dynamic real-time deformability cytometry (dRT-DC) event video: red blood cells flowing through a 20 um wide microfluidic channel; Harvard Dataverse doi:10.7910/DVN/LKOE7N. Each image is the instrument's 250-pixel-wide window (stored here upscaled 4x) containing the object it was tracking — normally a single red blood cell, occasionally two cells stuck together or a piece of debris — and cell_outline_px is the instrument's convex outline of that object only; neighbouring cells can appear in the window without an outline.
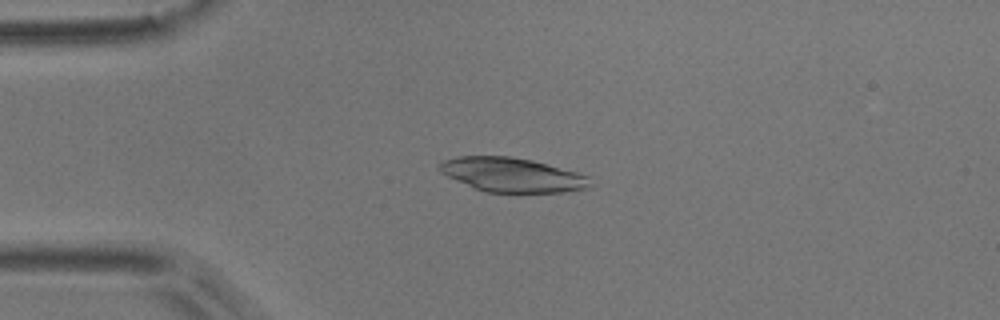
{"species": "common noctule bat (a hibernating species)", "species_latin": "Nyctalus noctula", "temperature_condition": "room temperature", "stored_images_in_passage": 4, "camera_frame_rate_fps": 3000, "um_per_image_px": 0.085, "animal": {"sex": "male", "body_mass_g": 17.9}, "frame": {"image": 1, "passage_image": 3, "time_ms": 0.667, "image_size_px": [1000, 320], "cell_outline_px": [[588, 184], [584, 188], [564, 192], [488, 192], [476, 188], [448, 176], [440, 172], [440, 164], [444, 160], [456, 156], [508, 156], [532, 160], [576, 172], [588, 176]], "centroid_in_image_um": [43.49, 14.85], "position_along_channel_um": 41.5, "area_um2": 29.36}}